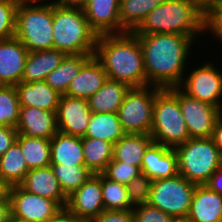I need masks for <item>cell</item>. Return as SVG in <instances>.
<instances>
[{
	"label": "cell",
	"instance_id": "51",
	"mask_svg": "<svg viewBox=\"0 0 222 222\" xmlns=\"http://www.w3.org/2000/svg\"><path fill=\"white\" fill-rule=\"evenodd\" d=\"M209 13H222V0H220L218 5L214 7Z\"/></svg>",
	"mask_w": 222,
	"mask_h": 222
},
{
	"label": "cell",
	"instance_id": "9",
	"mask_svg": "<svg viewBox=\"0 0 222 222\" xmlns=\"http://www.w3.org/2000/svg\"><path fill=\"white\" fill-rule=\"evenodd\" d=\"M196 184L182 175L153 180L148 204L172 215L175 219H186L190 210Z\"/></svg>",
	"mask_w": 222,
	"mask_h": 222
},
{
	"label": "cell",
	"instance_id": "7",
	"mask_svg": "<svg viewBox=\"0 0 222 222\" xmlns=\"http://www.w3.org/2000/svg\"><path fill=\"white\" fill-rule=\"evenodd\" d=\"M53 4L18 6L15 37L28 52L53 49Z\"/></svg>",
	"mask_w": 222,
	"mask_h": 222
},
{
	"label": "cell",
	"instance_id": "35",
	"mask_svg": "<svg viewBox=\"0 0 222 222\" xmlns=\"http://www.w3.org/2000/svg\"><path fill=\"white\" fill-rule=\"evenodd\" d=\"M20 107L15 86L0 85V126L16 128Z\"/></svg>",
	"mask_w": 222,
	"mask_h": 222
},
{
	"label": "cell",
	"instance_id": "30",
	"mask_svg": "<svg viewBox=\"0 0 222 222\" xmlns=\"http://www.w3.org/2000/svg\"><path fill=\"white\" fill-rule=\"evenodd\" d=\"M85 166L93 174H102L113 159V144L99 138L82 137Z\"/></svg>",
	"mask_w": 222,
	"mask_h": 222
},
{
	"label": "cell",
	"instance_id": "17",
	"mask_svg": "<svg viewBox=\"0 0 222 222\" xmlns=\"http://www.w3.org/2000/svg\"><path fill=\"white\" fill-rule=\"evenodd\" d=\"M56 112L21 106L16 125L18 134L50 140L59 131Z\"/></svg>",
	"mask_w": 222,
	"mask_h": 222
},
{
	"label": "cell",
	"instance_id": "11",
	"mask_svg": "<svg viewBox=\"0 0 222 222\" xmlns=\"http://www.w3.org/2000/svg\"><path fill=\"white\" fill-rule=\"evenodd\" d=\"M209 60L195 67L179 88L188 96L210 103L222 111V70Z\"/></svg>",
	"mask_w": 222,
	"mask_h": 222
},
{
	"label": "cell",
	"instance_id": "14",
	"mask_svg": "<svg viewBox=\"0 0 222 222\" xmlns=\"http://www.w3.org/2000/svg\"><path fill=\"white\" fill-rule=\"evenodd\" d=\"M91 115L86 99L62 95L56 112L58 130L67 135L84 137Z\"/></svg>",
	"mask_w": 222,
	"mask_h": 222
},
{
	"label": "cell",
	"instance_id": "43",
	"mask_svg": "<svg viewBox=\"0 0 222 222\" xmlns=\"http://www.w3.org/2000/svg\"><path fill=\"white\" fill-rule=\"evenodd\" d=\"M214 192L222 195V166L218 168L205 184Z\"/></svg>",
	"mask_w": 222,
	"mask_h": 222
},
{
	"label": "cell",
	"instance_id": "21",
	"mask_svg": "<svg viewBox=\"0 0 222 222\" xmlns=\"http://www.w3.org/2000/svg\"><path fill=\"white\" fill-rule=\"evenodd\" d=\"M102 64L92 56L71 81L66 96L88 100L107 80Z\"/></svg>",
	"mask_w": 222,
	"mask_h": 222
},
{
	"label": "cell",
	"instance_id": "47",
	"mask_svg": "<svg viewBox=\"0 0 222 222\" xmlns=\"http://www.w3.org/2000/svg\"><path fill=\"white\" fill-rule=\"evenodd\" d=\"M86 0H51V4L61 7H83Z\"/></svg>",
	"mask_w": 222,
	"mask_h": 222
},
{
	"label": "cell",
	"instance_id": "2",
	"mask_svg": "<svg viewBox=\"0 0 222 222\" xmlns=\"http://www.w3.org/2000/svg\"><path fill=\"white\" fill-rule=\"evenodd\" d=\"M94 56L102 64L108 79L130 87L147 86L141 44L133 32L99 35Z\"/></svg>",
	"mask_w": 222,
	"mask_h": 222
},
{
	"label": "cell",
	"instance_id": "41",
	"mask_svg": "<svg viewBox=\"0 0 222 222\" xmlns=\"http://www.w3.org/2000/svg\"><path fill=\"white\" fill-rule=\"evenodd\" d=\"M18 131L15 127L0 126V156L16 141Z\"/></svg>",
	"mask_w": 222,
	"mask_h": 222
},
{
	"label": "cell",
	"instance_id": "48",
	"mask_svg": "<svg viewBox=\"0 0 222 222\" xmlns=\"http://www.w3.org/2000/svg\"><path fill=\"white\" fill-rule=\"evenodd\" d=\"M196 2L204 11L209 13L214 7H216L220 0H192Z\"/></svg>",
	"mask_w": 222,
	"mask_h": 222
},
{
	"label": "cell",
	"instance_id": "1",
	"mask_svg": "<svg viewBox=\"0 0 222 222\" xmlns=\"http://www.w3.org/2000/svg\"><path fill=\"white\" fill-rule=\"evenodd\" d=\"M141 44L147 86L179 87L197 35L175 33L135 34Z\"/></svg>",
	"mask_w": 222,
	"mask_h": 222
},
{
	"label": "cell",
	"instance_id": "6",
	"mask_svg": "<svg viewBox=\"0 0 222 222\" xmlns=\"http://www.w3.org/2000/svg\"><path fill=\"white\" fill-rule=\"evenodd\" d=\"M150 135L155 143L170 148L190 138L179 101L168 89H161L156 94Z\"/></svg>",
	"mask_w": 222,
	"mask_h": 222
},
{
	"label": "cell",
	"instance_id": "16",
	"mask_svg": "<svg viewBox=\"0 0 222 222\" xmlns=\"http://www.w3.org/2000/svg\"><path fill=\"white\" fill-rule=\"evenodd\" d=\"M82 8L90 28L98 36L120 34L119 0H86Z\"/></svg>",
	"mask_w": 222,
	"mask_h": 222
},
{
	"label": "cell",
	"instance_id": "18",
	"mask_svg": "<svg viewBox=\"0 0 222 222\" xmlns=\"http://www.w3.org/2000/svg\"><path fill=\"white\" fill-rule=\"evenodd\" d=\"M141 172L152 180L176 176L178 174L176 151L174 148L153 142L143 156Z\"/></svg>",
	"mask_w": 222,
	"mask_h": 222
},
{
	"label": "cell",
	"instance_id": "15",
	"mask_svg": "<svg viewBox=\"0 0 222 222\" xmlns=\"http://www.w3.org/2000/svg\"><path fill=\"white\" fill-rule=\"evenodd\" d=\"M27 56V48L16 37L0 41V85L21 82Z\"/></svg>",
	"mask_w": 222,
	"mask_h": 222
},
{
	"label": "cell",
	"instance_id": "4",
	"mask_svg": "<svg viewBox=\"0 0 222 222\" xmlns=\"http://www.w3.org/2000/svg\"><path fill=\"white\" fill-rule=\"evenodd\" d=\"M53 49L66 55L94 54L98 35L81 7L53 5Z\"/></svg>",
	"mask_w": 222,
	"mask_h": 222
},
{
	"label": "cell",
	"instance_id": "37",
	"mask_svg": "<svg viewBox=\"0 0 222 222\" xmlns=\"http://www.w3.org/2000/svg\"><path fill=\"white\" fill-rule=\"evenodd\" d=\"M16 12L11 0H0V41L15 37Z\"/></svg>",
	"mask_w": 222,
	"mask_h": 222
},
{
	"label": "cell",
	"instance_id": "45",
	"mask_svg": "<svg viewBox=\"0 0 222 222\" xmlns=\"http://www.w3.org/2000/svg\"><path fill=\"white\" fill-rule=\"evenodd\" d=\"M214 141L215 146L222 155V115L217 119L215 128L211 137Z\"/></svg>",
	"mask_w": 222,
	"mask_h": 222
},
{
	"label": "cell",
	"instance_id": "33",
	"mask_svg": "<svg viewBox=\"0 0 222 222\" xmlns=\"http://www.w3.org/2000/svg\"><path fill=\"white\" fill-rule=\"evenodd\" d=\"M101 189L105 210L128 211L132 210L128 198L127 186L107 178L101 174Z\"/></svg>",
	"mask_w": 222,
	"mask_h": 222
},
{
	"label": "cell",
	"instance_id": "46",
	"mask_svg": "<svg viewBox=\"0 0 222 222\" xmlns=\"http://www.w3.org/2000/svg\"><path fill=\"white\" fill-rule=\"evenodd\" d=\"M12 215L10 199L0 200V222H9Z\"/></svg>",
	"mask_w": 222,
	"mask_h": 222
},
{
	"label": "cell",
	"instance_id": "24",
	"mask_svg": "<svg viewBox=\"0 0 222 222\" xmlns=\"http://www.w3.org/2000/svg\"><path fill=\"white\" fill-rule=\"evenodd\" d=\"M66 54L57 49L28 52L24 67L22 82L45 80L56 67H58Z\"/></svg>",
	"mask_w": 222,
	"mask_h": 222
},
{
	"label": "cell",
	"instance_id": "20",
	"mask_svg": "<svg viewBox=\"0 0 222 222\" xmlns=\"http://www.w3.org/2000/svg\"><path fill=\"white\" fill-rule=\"evenodd\" d=\"M190 222H222V195L196 185L187 218Z\"/></svg>",
	"mask_w": 222,
	"mask_h": 222
},
{
	"label": "cell",
	"instance_id": "10",
	"mask_svg": "<svg viewBox=\"0 0 222 222\" xmlns=\"http://www.w3.org/2000/svg\"><path fill=\"white\" fill-rule=\"evenodd\" d=\"M168 90L179 101L190 138H211L222 111L210 103L188 96L179 87Z\"/></svg>",
	"mask_w": 222,
	"mask_h": 222
},
{
	"label": "cell",
	"instance_id": "49",
	"mask_svg": "<svg viewBox=\"0 0 222 222\" xmlns=\"http://www.w3.org/2000/svg\"><path fill=\"white\" fill-rule=\"evenodd\" d=\"M17 7L24 5H49L51 2H43V0H11Z\"/></svg>",
	"mask_w": 222,
	"mask_h": 222
},
{
	"label": "cell",
	"instance_id": "26",
	"mask_svg": "<svg viewBox=\"0 0 222 222\" xmlns=\"http://www.w3.org/2000/svg\"><path fill=\"white\" fill-rule=\"evenodd\" d=\"M153 142L148 134H125L113 144V160L141 169L143 156Z\"/></svg>",
	"mask_w": 222,
	"mask_h": 222
},
{
	"label": "cell",
	"instance_id": "32",
	"mask_svg": "<svg viewBox=\"0 0 222 222\" xmlns=\"http://www.w3.org/2000/svg\"><path fill=\"white\" fill-rule=\"evenodd\" d=\"M16 142L20 145L29 170L50 165V140L18 134Z\"/></svg>",
	"mask_w": 222,
	"mask_h": 222
},
{
	"label": "cell",
	"instance_id": "44",
	"mask_svg": "<svg viewBox=\"0 0 222 222\" xmlns=\"http://www.w3.org/2000/svg\"><path fill=\"white\" fill-rule=\"evenodd\" d=\"M47 222H83L71 214L66 208L59 211L53 218Z\"/></svg>",
	"mask_w": 222,
	"mask_h": 222
},
{
	"label": "cell",
	"instance_id": "31",
	"mask_svg": "<svg viewBox=\"0 0 222 222\" xmlns=\"http://www.w3.org/2000/svg\"><path fill=\"white\" fill-rule=\"evenodd\" d=\"M28 171L20 145L15 141L8 151L0 156V179L9 187L19 185Z\"/></svg>",
	"mask_w": 222,
	"mask_h": 222
},
{
	"label": "cell",
	"instance_id": "40",
	"mask_svg": "<svg viewBox=\"0 0 222 222\" xmlns=\"http://www.w3.org/2000/svg\"><path fill=\"white\" fill-rule=\"evenodd\" d=\"M92 222H136V219L132 210H104Z\"/></svg>",
	"mask_w": 222,
	"mask_h": 222
},
{
	"label": "cell",
	"instance_id": "19",
	"mask_svg": "<svg viewBox=\"0 0 222 222\" xmlns=\"http://www.w3.org/2000/svg\"><path fill=\"white\" fill-rule=\"evenodd\" d=\"M19 186L29 193L56 201L62 208L66 207L68 196L63 192L50 165L29 170Z\"/></svg>",
	"mask_w": 222,
	"mask_h": 222
},
{
	"label": "cell",
	"instance_id": "12",
	"mask_svg": "<svg viewBox=\"0 0 222 222\" xmlns=\"http://www.w3.org/2000/svg\"><path fill=\"white\" fill-rule=\"evenodd\" d=\"M12 216L27 222H47L63 208L52 199L29 193L19 185L9 188Z\"/></svg>",
	"mask_w": 222,
	"mask_h": 222
},
{
	"label": "cell",
	"instance_id": "53",
	"mask_svg": "<svg viewBox=\"0 0 222 222\" xmlns=\"http://www.w3.org/2000/svg\"><path fill=\"white\" fill-rule=\"evenodd\" d=\"M174 222H190L188 219H176Z\"/></svg>",
	"mask_w": 222,
	"mask_h": 222
},
{
	"label": "cell",
	"instance_id": "42",
	"mask_svg": "<svg viewBox=\"0 0 222 222\" xmlns=\"http://www.w3.org/2000/svg\"><path fill=\"white\" fill-rule=\"evenodd\" d=\"M207 31L213 38L222 41V13H208Z\"/></svg>",
	"mask_w": 222,
	"mask_h": 222
},
{
	"label": "cell",
	"instance_id": "13",
	"mask_svg": "<svg viewBox=\"0 0 222 222\" xmlns=\"http://www.w3.org/2000/svg\"><path fill=\"white\" fill-rule=\"evenodd\" d=\"M83 222H92L105 209L101 189V174L92 176L67 198L65 207Z\"/></svg>",
	"mask_w": 222,
	"mask_h": 222
},
{
	"label": "cell",
	"instance_id": "8",
	"mask_svg": "<svg viewBox=\"0 0 222 222\" xmlns=\"http://www.w3.org/2000/svg\"><path fill=\"white\" fill-rule=\"evenodd\" d=\"M161 90L156 86L131 87L126 93L118 117L126 134L151 133L153 106L156 94Z\"/></svg>",
	"mask_w": 222,
	"mask_h": 222
},
{
	"label": "cell",
	"instance_id": "52",
	"mask_svg": "<svg viewBox=\"0 0 222 222\" xmlns=\"http://www.w3.org/2000/svg\"><path fill=\"white\" fill-rule=\"evenodd\" d=\"M9 222H27V221L19 219V218L15 217V216L11 215V217L9 219Z\"/></svg>",
	"mask_w": 222,
	"mask_h": 222
},
{
	"label": "cell",
	"instance_id": "29",
	"mask_svg": "<svg viewBox=\"0 0 222 222\" xmlns=\"http://www.w3.org/2000/svg\"><path fill=\"white\" fill-rule=\"evenodd\" d=\"M125 134L118 113H92L84 137L99 138L115 144Z\"/></svg>",
	"mask_w": 222,
	"mask_h": 222
},
{
	"label": "cell",
	"instance_id": "39",
	"mask_svg": "<svg viewBox=\"0 0 222 222\" xmlns=\"http://www.w3.org/2000/svg\"><path fill=\"white\" fill-rule=\"evenodd\" d=\"M136 222H174L176 219L149 204L132 209Z\"/></svg>",
	"mask_w": 222,
	"mask_h": 222
},
{
	"label": "cell",
	"instance_id": "5",
	"mask_svg": "<svg viewBox=\"0 0 222 222\" xmlns=\"http://www.w3.org/2000/svg\"><path fill=\"white\" fill-rule=\"evenodd\" d=\"M174 150L178 174L196 185L206 184L222 166V155L212 138H189Z\"/></svg>",
	"mask_w": 222,
	"mask_h": 222
},
{
	"label": "cell",
	"instance_id": "28",
	"mask_svg": "<svg viewBox=\"0 0 222 222\" xmlns=\"http://www.w3.org/2000/svg\"><path fill=\"white\" fill-rule=\"evenodd\" d=\"M92 56L94 54L66 55L61 64L47 75L46 83L59 94L65 95L71 81Z\"/></svg>",
	"mask_w": 222,
	"mask_h": 222
},
{
	"label": "cell",
	"instance_id": "22",
	"mask_svg": "<svg viewBox=\"0 0 222 222\" xmlns=\"http://www.w3.org/2000/svg\"><path fill=\"white\" fill-rule=\"evenodd\" d=\"M15 88L20 106L36 107L46 111H57L62 95L53 90L45 80L30 83L21 81Z\"/></svg>",
	"mask_w": 222,
	"mask_h": 222
},
{
	"label": "cell",
	"instance_id": "36",
	"mask_svg": "<svg viewBox=\"0 0 222 222\" xmlns=\"http://www.w3.org/2000/svg\"><path fill=\"white\" fill-rule=\"evenodd\" d=\"M152 184L153 180L141 173L126 185L132 208L148 204Z\"/></svg>",
	"mask_w": 222,
	"mask_h": 222
},
{
	"label": "cell",
	"instance_id": "34",
	"mask_svg": "<svg viewBox=\"0 0 222 222\" xmlns=\"http://www.w3.org/2000/svg\"><path fill=\"white\" fill-rule=\"evenodd\" d=\"M50 166L67 196L81 187L93 174L86 166Z\"/></svg>",
	"mask_w": 222,
	"mask_h": 222
},
{
	"label": "cell",
	"instance_id": "38",
	"mask_svg": "<svg viewBox=\"0 0 222 222\" xmlns=\"http://www.w3.org/2000/svg\"><path fill=\"white\" fill-rule=\"evenodd\" d=\"M141 173L142 172L139 167L115 161L113 159L103 172L107 178L125 185Z\"/></svg>",
	"mask_w": 222,
	"mask_h": 222
},
{
	"label": "cell",
	"instance_id": "23",
	"mask_svg": "<svg viewBox=\"0 0 222 222\" xmlns=\"http://www.w3.org/2000/svg\"><path fill=\"white\" fill-rule=\"evenodd\" d=\"M50 165L85 166L82 137L57 132L50 139Z\"/></svg>",
	"mask_w": 222,
	"mask_h": 222
},
{
	"label": "cell",
	"instance_id": "3",
	"mask_svg": "<svg viewBox=\"0 0 222 222\" xmlns=\"http://www.w3.org/2000/svg\"><path fill=\"white\" fill-rule=\"evenodd\" d=\"M208 13L192 0H165L151 11L134 34L207 32Z\"/></svg>",
	"mask_w": 222,
	"mask_h": 222
},
{
	"label": "cell",
	"instance_id": "27",
	"mask_svg": "<svg viewBox=\"0 0 222 222\" xmlns=\"http://www.w3.org/2000/svg\"><path fill=\"white\" fill-rule=\"evenodd\" d=\"M165 0H119L120 34L134 32Z\"/></svg>",
	"mask_w": 222,
	"mask_h": 222
},
{
	"label": "cell",
	"instance_id": "25",
	"mask_svg": "<svg viewBox=\"0 0 222 222\" xmlns=\"http://www.w3.org/2000/svg\"><path fill=\"white\" fill-rule=\"evenodd\" d=\"M131 87L123 82L107 79L87 101L92 113H117Z\"/></svg>",
	"mask_w": 222,
	"mask_h": 222
},
{
	"label": "cell",
	"instance_id": "50",
	"mask_svg": "<svg viewBox=\"0 0 222 222\" xmlns=\"http://www.w3.org/2000/svg\"><path fill=\"white\" fill-rule=\"evenodd\" d=\"M9 186L0 179V200L9 198Z\"/></svg>",
	"mask_w": 222,
	"mask_h": 222
}]
</instances>
